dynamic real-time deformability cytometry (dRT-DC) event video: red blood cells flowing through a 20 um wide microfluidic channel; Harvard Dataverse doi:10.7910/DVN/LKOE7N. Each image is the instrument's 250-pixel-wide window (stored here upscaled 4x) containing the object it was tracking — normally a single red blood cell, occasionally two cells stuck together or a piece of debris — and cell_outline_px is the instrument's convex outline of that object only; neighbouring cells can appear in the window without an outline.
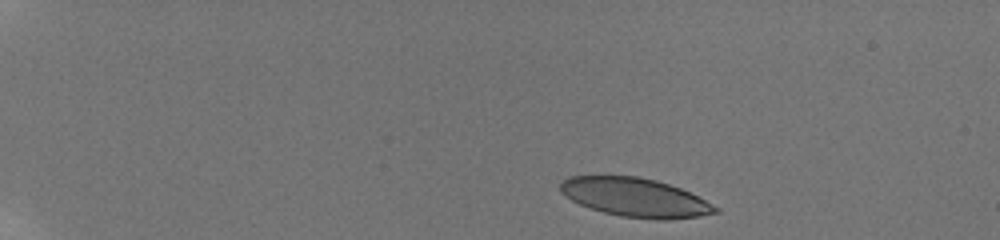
{"species": "human", "species_latin": "Homo sapiens", "temperature_condition": "room temperature", "stored_images_in_passage": 8, "camera_frame_rate_fps": 3000, "um_per_image_px": 0.085, "donor": {"sex": "male"}, "frame": {"image": 1, "passage_image": 1, "time_ms": 0.0, "image_size_px": [1000, 240], "cell_outline_px": [[720, 212], [700, 216], [668, 220], [660, 220], [620, 216], [604, 212], [580, 204], [564, 196], [560, 192], [560, 184], [568, 176], [636, 176], [656, 180], [680, 188], [720, 208]], "centroid_in_image_um": [53.99, 16.79], "position_along_channel_um": 31.0, "area_um2": 34.85}}
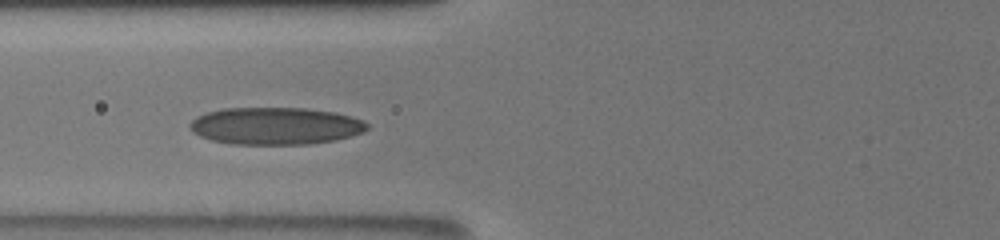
{"frame": {"image": 2, "passage_image": 7, "time_ms": 5.0, "image_size_px": [1000, 240], "cell_outline_px": [[368, 128], [364, 132], [352, 136], [336, 140], [308, 144], [232, 144], [212, 140], [200, 136], [192, 132], [188, 128], [188, 124], [196, 116], [208, 112], [224, 108], [304, 108], [336, 112], [352, 116], [364, 120], [368, 124]], "centroid_in_image_um": [23.43, 10.7], "position_along_channel_um": 102.4, "area_um2": 38.78}}